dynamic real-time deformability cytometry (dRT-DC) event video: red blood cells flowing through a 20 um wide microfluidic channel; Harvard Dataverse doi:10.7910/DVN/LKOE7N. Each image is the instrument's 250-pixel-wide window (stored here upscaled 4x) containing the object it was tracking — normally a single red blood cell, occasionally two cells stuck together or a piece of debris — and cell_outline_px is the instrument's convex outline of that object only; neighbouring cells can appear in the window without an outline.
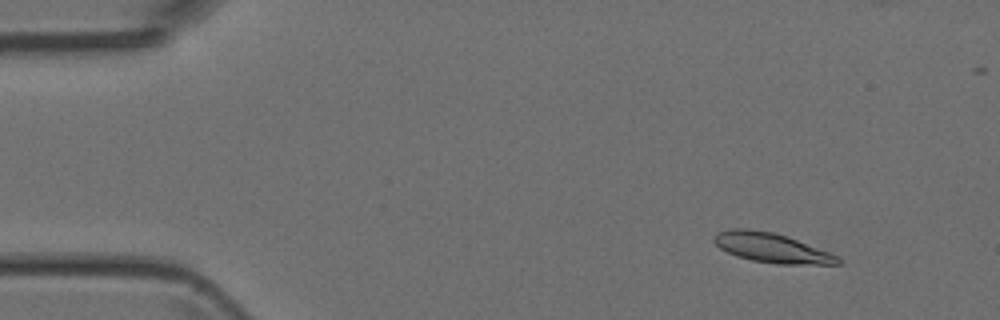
{"species": "Egyptian fruit bat (a non-hibernating species)", "species_latin": "Rousettus aegyptiacus", "temperature_condition": "room temperature", "stored_images_in_passage": 44, "camera_frame_rate_fps": 3000, "um_per_image_px": 0.085, "animal": {"sex": "female"}, "frame": {"image": 1, "passage_image": 1, "time_ms": 0.0, "image_size_px": [1000, 320], "cell_outline_px": [[840, 264], [776, 264], [752, 260], [736, 256], [720, 248], [712, 240], [712, 236], [716, 232], [732, 228], [748, 228], [772, 232], [788, 236], [840, 256]], "centroid_in_image_um": [65.57, 21.05], "position_along_channel_um": 19.4, "area_um2": 21.5}}
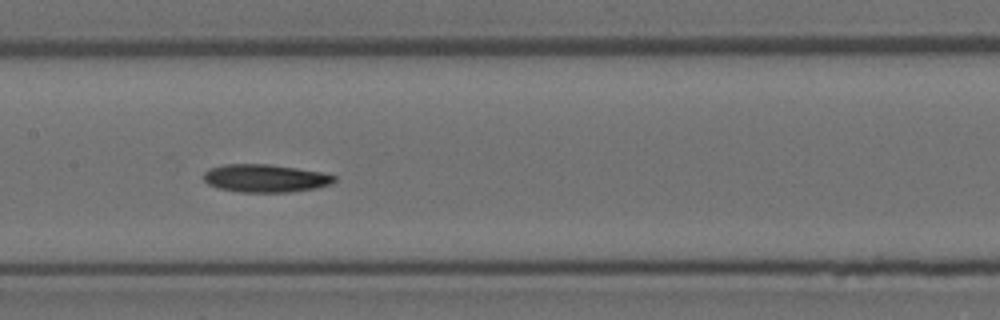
{"frame": {"image": 2, "passage_image": 19, "time_ms": 6.0, "image_size_px": [1000, 320], "cell_outline_px": [[336, 180], [332, 184], [316, 188], [292, 192], [240, 192], [220, 188], [208, 184], [204, 180], [204, 172], [208, 168], [224, 164], [268, 164], [296, 168], [320, 172], [336, 176]], "centroid_in_image_um": [22.55, 15.15], "position_along_channel_um": 184.9, "area_um2": 21.27}}
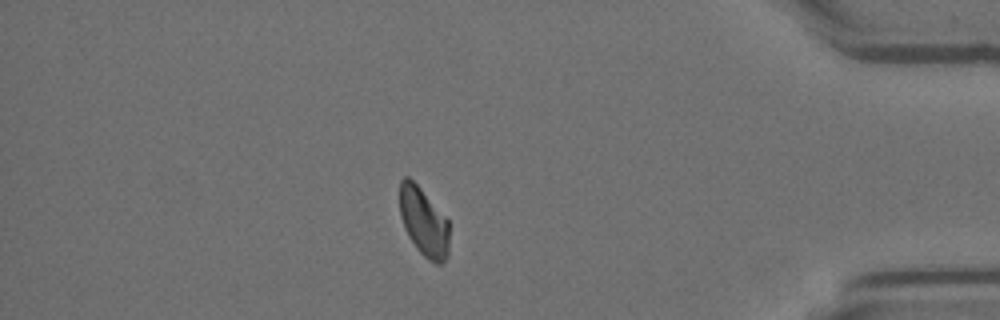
{"frame": {"image": 3, "passage_image": 37, "time_ms": 12.0, "image_size_px": [1000, 320], "cell_outline_px": [[448, 256], [440, 264], [436, 264], [428, 260], [416, 248], [408, 236], [400, 216], [400, 180], [404, 176], [408, 176], [420, 188], [448, 220]], "centroid_in_image_um": [36.0, 18.88], "position_along_channel_um": 399.2, "area_um2": 19.59}}